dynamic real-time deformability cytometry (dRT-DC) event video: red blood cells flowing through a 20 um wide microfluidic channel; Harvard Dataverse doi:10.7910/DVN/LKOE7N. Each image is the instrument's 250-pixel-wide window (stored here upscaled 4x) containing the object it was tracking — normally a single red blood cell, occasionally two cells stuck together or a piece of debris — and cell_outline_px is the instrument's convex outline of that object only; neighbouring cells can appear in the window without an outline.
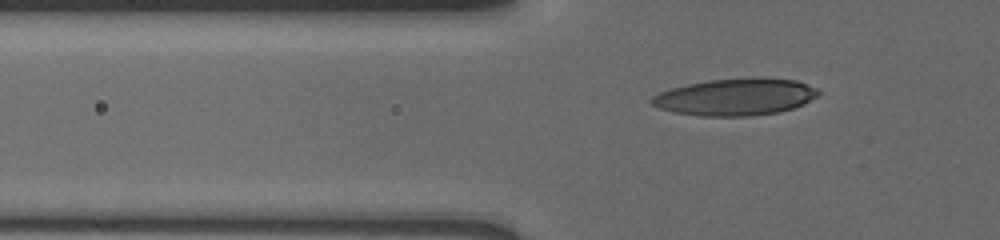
{"species": "human", "species_latin": "Homo sapiens", "temperature_condition": "cold", "stored_images_in_passage": 43, "camera_frame_rate_fps": 3000, "um_per_image_px": 0.085, "donor": {"sex": "male"}, "frame": {"image": 1, "passage_image": 6, "time_ms": 1.667, "image_size_px": [1000, 240], "cell_outline_px": [[820, 92], [816, 96], [804, 104], [780, 112], [752, 116], [700, 116], [672, 112], [660, 108], [652, 104], [648, 100], [652, 96], [660, 92], [672, 88], [688, 84], [708, 80], [796, 80], [816, 88]], "centroid_in_image_um": [62.45, 8.29], "position_along_channel_um": 63.3, "area_um2": 34.97}}
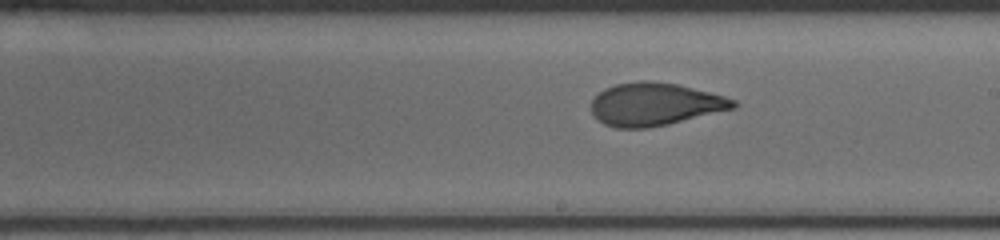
{"frame": {"image": 2, "passage_image": 21, "time_ms": 6.667, "image_size_px": [1000, 240], "cell_outline_px": [[740, 104], [736, 108], [668, 124], [648, 128], [616, 128], [604, 124], [592, 112], [592, 100], [604, 88], [616, 84], [644, 80], [676, 84], [724, 96], [736, 100]], "centroid_in_image_um": [55.69, 8.87], "position_along_channel_um": 233.3, "area_um2": 35.2}}
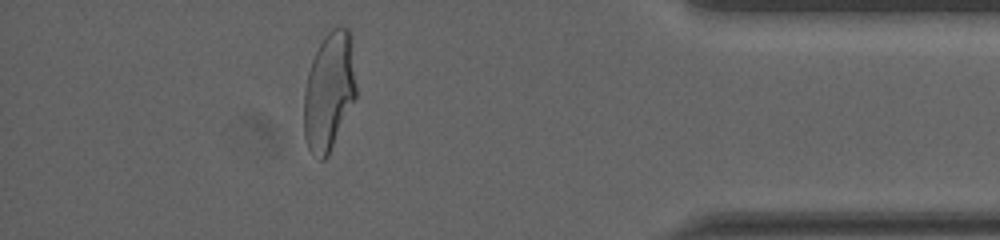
{"frame": {"image": 3, "passage_image": 38, "time_ms": 12.333, "image_size_px": [1000, 240], "cell_outline_px": [[356, 96], [328, 156], [324, 160], [320, 160], [308, 148], [304, 136], [304, 92], [308, 72], [312, 60], [324, 36], [332, 28], [348, 28], [352, 36], [356, 84]], "centroid_in_image_um": [27.98, 7.75], "position_along_channel_um": 407.2, "area_um2": 35.95}, "authors_computed_cell_mechanics": {"area_um2": 35.547, "velocity_mm_per_s": 3.6029, "shape_relaxation_time_tau1_ms": 5.9033, "shape_relaxation_time_tau2_ms": 1.1728, "deformation_change_tau1": 0.2192, "deformation_change_tau2": 0.0769}}